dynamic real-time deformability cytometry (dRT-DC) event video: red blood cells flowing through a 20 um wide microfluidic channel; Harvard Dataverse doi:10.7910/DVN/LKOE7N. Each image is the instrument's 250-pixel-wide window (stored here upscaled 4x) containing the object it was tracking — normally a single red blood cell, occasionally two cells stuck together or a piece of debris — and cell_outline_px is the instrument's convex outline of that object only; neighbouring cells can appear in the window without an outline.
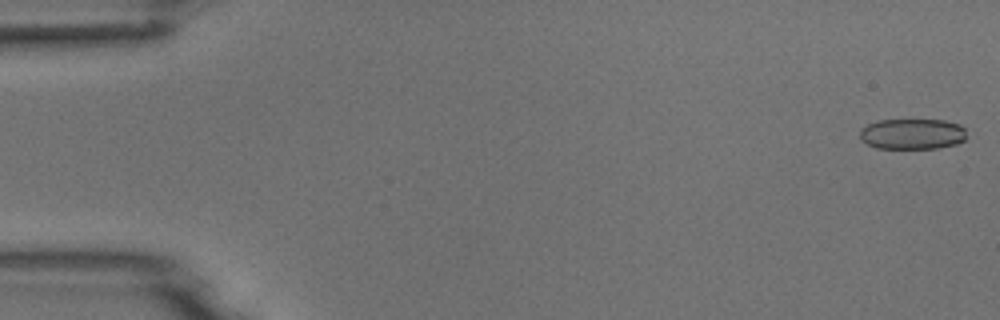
{"species": "common noctule bat (a hibernating species)", "species_latin": "Nyctalus noctula", "temperature_condition": "room temperature", "stored_images_in_passage": 4, "camera_frame_rate_fps": 3000, "um_per_image_px": 0.085, "animal": {"sex": "male", "body_mass_g": 18.8}, "frame": {"image": 1, "passage_image": 1, "time_ms": 0.0, "image_size_px": [1000, 320], "cell_outline_px": [[968, 136], [964, 140], [956, 144], [936, 148], [876, 148], [860, 140], [860, 128], [868, 124], [880, 120], [944, 120], [960, 124], [964, 128]], "centroid_in_image_um": [77.56, 11.38], "position_along_channel_um": 7.4, "area_um2": 19.19}}